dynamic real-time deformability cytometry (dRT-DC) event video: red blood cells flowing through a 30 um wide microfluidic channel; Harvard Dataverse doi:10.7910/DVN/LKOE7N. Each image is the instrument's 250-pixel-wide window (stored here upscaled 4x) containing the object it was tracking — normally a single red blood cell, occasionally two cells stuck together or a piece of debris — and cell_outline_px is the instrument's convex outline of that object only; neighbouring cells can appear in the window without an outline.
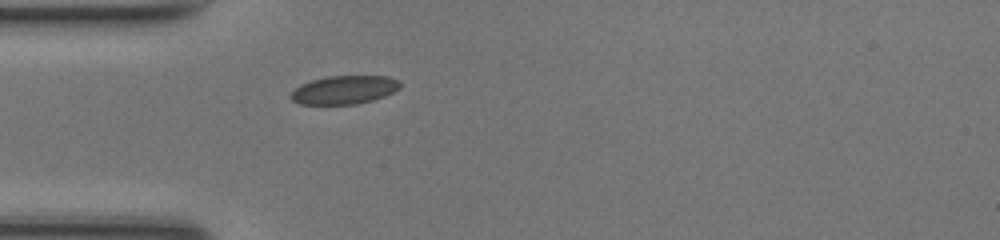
{"species": "common noctule bat (a hibernating species)", "species_latin": "Nyctalus noctula", "temperature_condition": "room temperature", "stored_images_in_passage": 36, "camera_frame_rate_fps": 3000, "um_per_image_px": 0.085, "animal": {"sex": "female", "body_mass_g": 17.0, "forearm_length_mm": 48.0}, "frame": {"image": 1, "passage_image": 1, "time_ms": 0.0, "image_size_px": [1000, 240], "cell_outline_px": [[400, 88], [384, 96], [372, 100], [356, 104], [300, 104], [292, 100], [288, 96], [300, 84], [312, 80], [328, 76], [388, 76], [400, 80]], "centroid_in_image_um": [29.25, 7.63], "position_along_channel_um": 55.7, "area_um2": 18.09}}
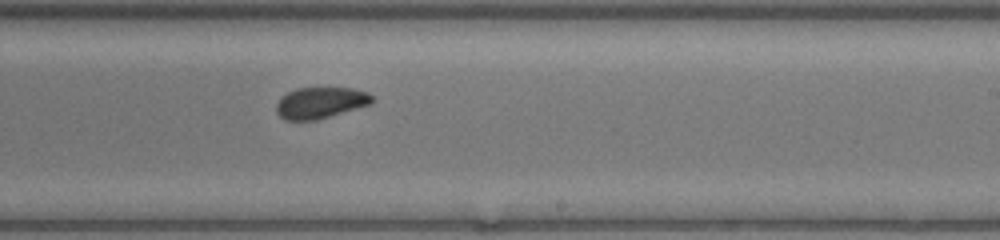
{"frame": {"image": 2, "passage_image": 16, "time_ms": 5.0, "image_size_px": [1000, 240], "cell_outline_px": [[376, 100], [372, 104], [316, 120], [284, 120], [276, 112], [276, 104], [280, 96], [296, 88], [352, 88], [368, 92]], "centroid_in_image_um": [27.24, 8.73], "position_along_channel_um": 261.8, "area_um2": 17.63}}
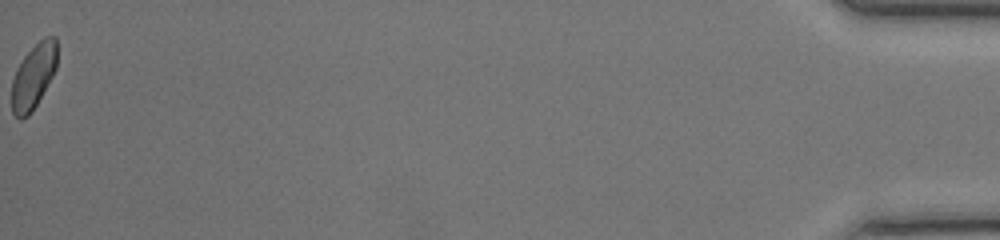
{"frame": {"image": 3, "passage_image": 36, "time_ms": 11.667, "image_size_px": [1000, 240], "cell_outline_px": [[56, 68], [52, 76], [32, 112], [28, 116], [20, 120], [12, 112], [12, 80], [16, 68], [24, 56], [44, 36], [56, 36]], "centroid_in_image_um": [2.83, 6.49], "position_along_channel_um": 432.4, "area_um2": 16.99}, "authors_computed_cell_mechanics": {"area_um2": 17.8602, "velocity_mm_per_s": 4.215, "shape_relaxation_time_tau1_ms": 7.4288, "shape_relaxation_time_tau2_ms": 1.6121, "deformation_change_tau1": 0.1098, "deformation_change_tau2": 0.0473}}